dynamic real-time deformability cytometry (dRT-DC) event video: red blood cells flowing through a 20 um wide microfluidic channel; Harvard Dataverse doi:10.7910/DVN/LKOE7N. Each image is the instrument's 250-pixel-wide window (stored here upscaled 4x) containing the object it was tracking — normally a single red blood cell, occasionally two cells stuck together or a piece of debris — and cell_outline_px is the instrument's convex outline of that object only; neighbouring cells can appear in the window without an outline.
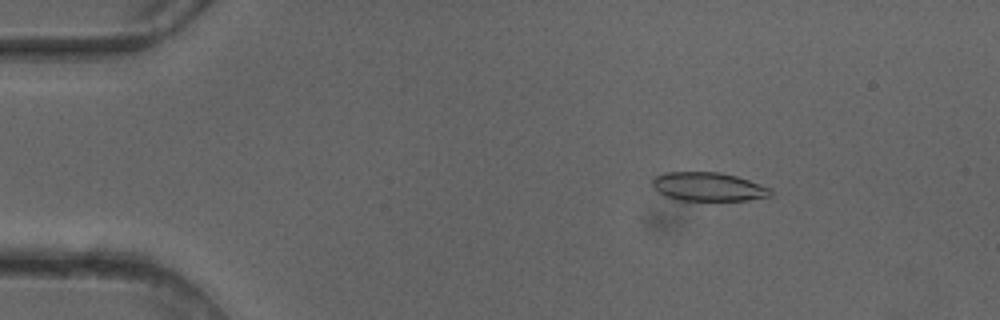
{"species": "common noctule bat (a hibernating species)", "species_latin": "Nyctalus noctula", "temperature_condition": "cold", "stored_images_in_passage": 50, "camera_frame_rate_fps": 3000, "um_per_image_px": 0.085, "animal": {"sex": "female"}, "frame": {"image": 1, "passage_image": 8, "time_ms": 2.333, "image_size_px": [1000, 320], "cell_outline_px": [[772, 196], [748, 200], [680, 200], [668, 196], [660, 192], [652, 184], [652, 180], [656, 176], [668, 172], [716, 172], [736, 176], [772, 188]], "centroid_in_image_um": [60.26, 15.87], "position_along_channel_um": 24.7, "area_um2": 19.48}}
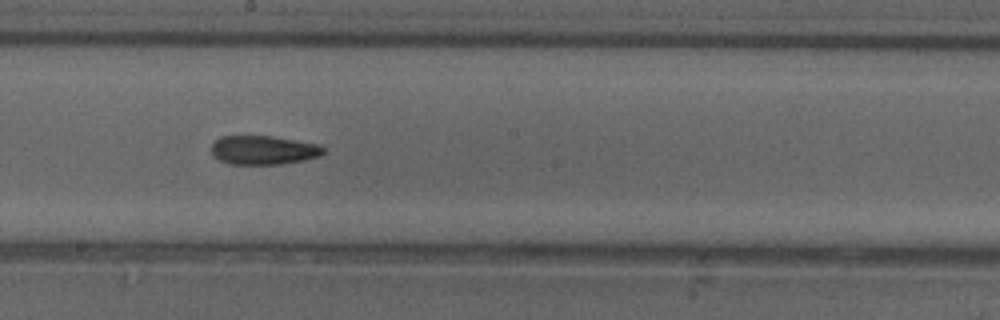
{"frame": {"image": 2, "passage_image": 28, "time_ms": 9.0, "image_size_px": [1000, 320], "cell_outline_px": [[324, 152], [320, 156], [304, 160], [280, 164], [232, 164], [220, 160], [212, 156], [212, 144], [220, 136], [272, 136], [320, 144], [324, 148]], "centroid_in_image_um": [22.4, 12.75], "position_along_channel_um": 225.8, "area_um2": 18.9}}
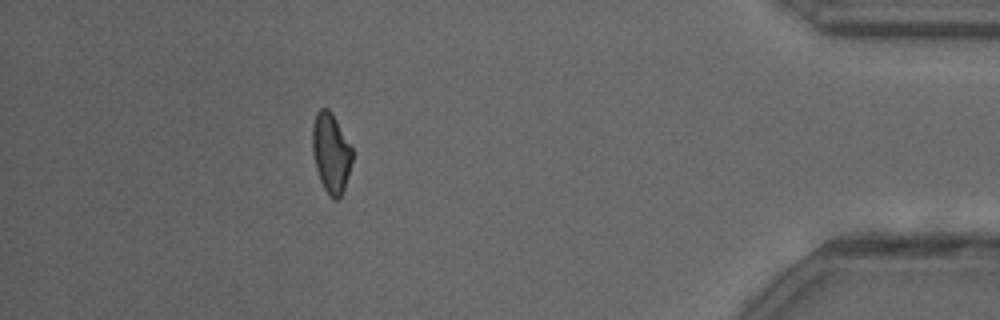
{"frame": {"image": 3, "passage_image": 45, "time_ms": 14.667, "image_size_px": [1000, 320], "cell_outline_px": [[352, 160], [344, 188], [340, 196], [336, 200], [332, 200], [324, 188], [320, 180], [316, 168], [312, 152], [312, 124], [316, 112], [320, 108], [328, 108], [332, 112], [352, 148]], "centroid_in_image_um": [28.11, 12.97], "position_along_channel_um": 407.1, "area_um2": 18.5}, "authors_computed_cell_mechanics": {"area_um2": 19.5075, "velocity_mm_per_s": 4.1178, "shape_relaxation_time_tau1_ms": null, "shape_relaxation_time_tau2_ms": 4.0038, "deformation_change_tau1": null, "deformation_change_tau2": 0.1249}}